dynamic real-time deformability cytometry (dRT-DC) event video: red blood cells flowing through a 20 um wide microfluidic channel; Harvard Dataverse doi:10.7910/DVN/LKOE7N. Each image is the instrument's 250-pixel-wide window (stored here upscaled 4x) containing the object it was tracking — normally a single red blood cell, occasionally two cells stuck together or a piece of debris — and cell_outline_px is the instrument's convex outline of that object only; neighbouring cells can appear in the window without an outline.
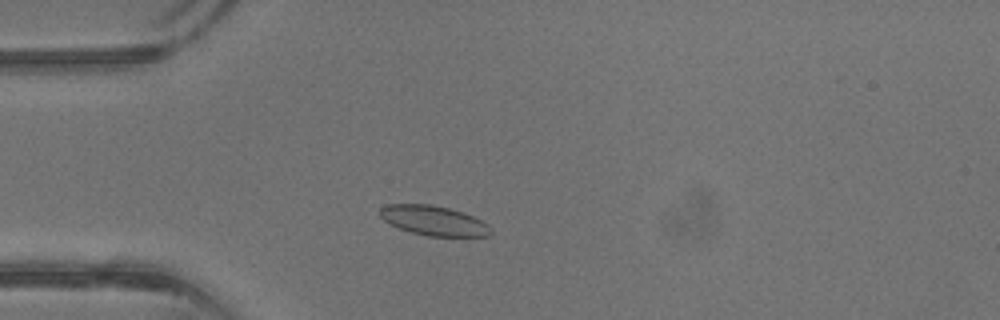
{"species": "common noctule bat (a hibernating species)", "species_latin": "Nyctalus noctula", "temperature_condition": "warm", "stored_images_in_passage": 37, "camera_frame_rate_fps": 3000, "um_per_image_px": 0.085, "animal": {"sex": "male", "body_mass_g": 13.3}, "frame": {"image": 1, "passage_image": 7, "time_ms": 2.0, "image_size_px": [1000, 320], "cell_outline_px": [[492, 232], [488, 236], [428, 236], [412, 232], [400, 228], [384, 220], [380, 216], [380, 208], [384, 204], [432, 204], [464, 212], [488, 224], [492, 228]], "centroid_in_image_um": [36.88, 18.74], "position_along_channel_um": 48.1, "area_um2": 19.13}}
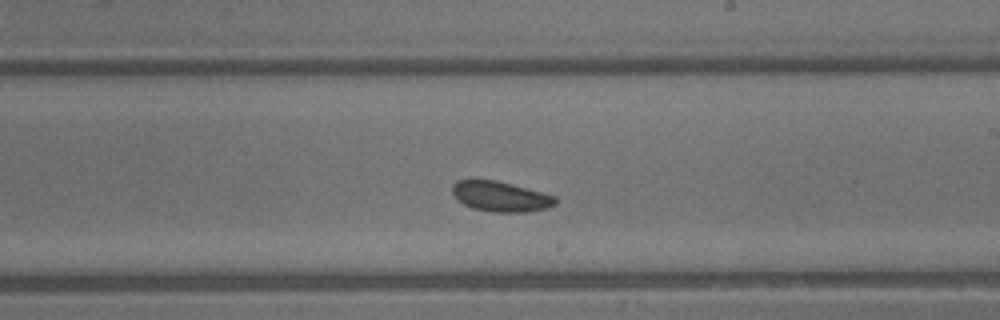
{"frame": {"image": 2, "passage_image": 20, "time_ms": 6.333, "image_size_px": [1000, 320], "cell_outline_px": [[556, 204], [548, 208], [528, 212], [492, 212], [472, 208], [456, 200], [452, 192], [452, 184], [456, 180], [496, 180], [556, 196]], "centroid_in_image_um": [42.53, 16.71], "position_along_channel_um": 246.5, "area_um2": 18.21}}
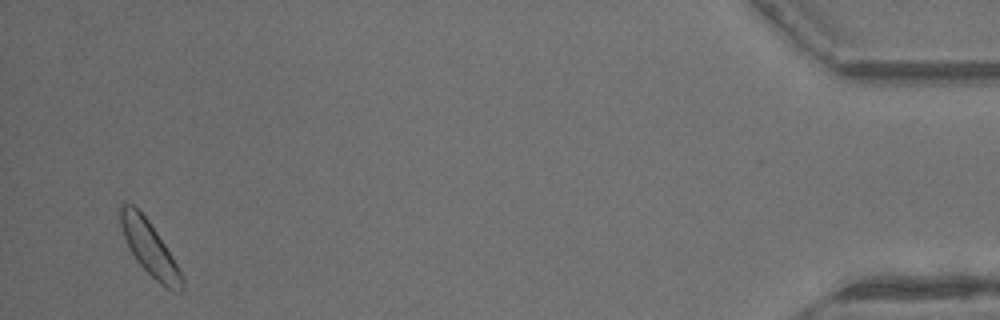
{"frame": {"image": 3, "passage_image": 36, "time_ms": 11.667, "image_size_px": [1000, 320], "cell_outline_px": [[184, 288], [180, 292], [172, 292], [160, 284], [136, 260], [124, 236], [120, 224], [120, 204], [132, 204], [148, 220], [172, 256], [184, 276]], "centroid_in_image_um": [12.76, 21.16], "position_along_channel_um": 422.4, "area_um2": 19.02}}